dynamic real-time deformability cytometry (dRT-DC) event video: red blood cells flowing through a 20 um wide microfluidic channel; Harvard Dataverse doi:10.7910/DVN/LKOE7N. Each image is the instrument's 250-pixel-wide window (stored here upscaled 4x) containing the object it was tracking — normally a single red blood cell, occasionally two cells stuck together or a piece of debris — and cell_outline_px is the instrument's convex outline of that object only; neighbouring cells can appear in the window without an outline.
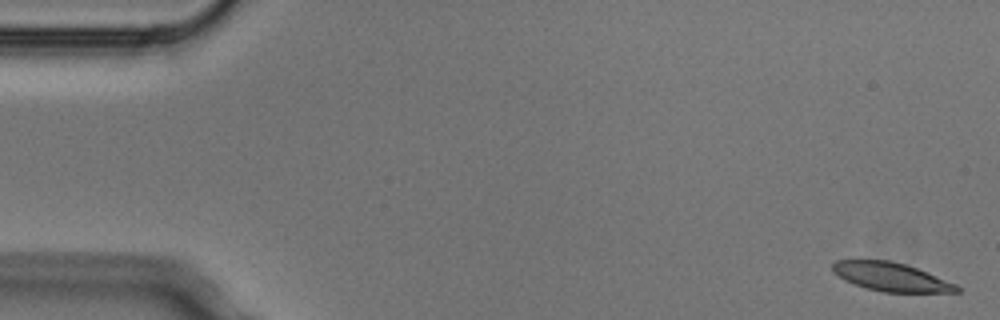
{"species": "Egyptian fruit bat (a non-hibernating species)", "species_latin": "Rousettus aegyptiacus", "temperature_condition": "cold", "stored_images_in_passage": 6, "camera_frame_rate_fps": 3000, "um_per_image_px": 0.085, "animal": {"sex": "male"}, "frame": {"image": 1, "passage_image": 1, "time_ms": 0.0, "image_size_px": [1000, 320], "cell_outline_px": [[960, 292], [884, 292], [868, 288], [844, 280], [832, 272], [832, 264], [836, 260], [888, 260], [904, 264], [916, 268], [956, 284], [960, 288]], "centroid_in_image_um": [75.71, 23.53], "position_along_channel_um": 9.3, "area_um2": 20.4}}